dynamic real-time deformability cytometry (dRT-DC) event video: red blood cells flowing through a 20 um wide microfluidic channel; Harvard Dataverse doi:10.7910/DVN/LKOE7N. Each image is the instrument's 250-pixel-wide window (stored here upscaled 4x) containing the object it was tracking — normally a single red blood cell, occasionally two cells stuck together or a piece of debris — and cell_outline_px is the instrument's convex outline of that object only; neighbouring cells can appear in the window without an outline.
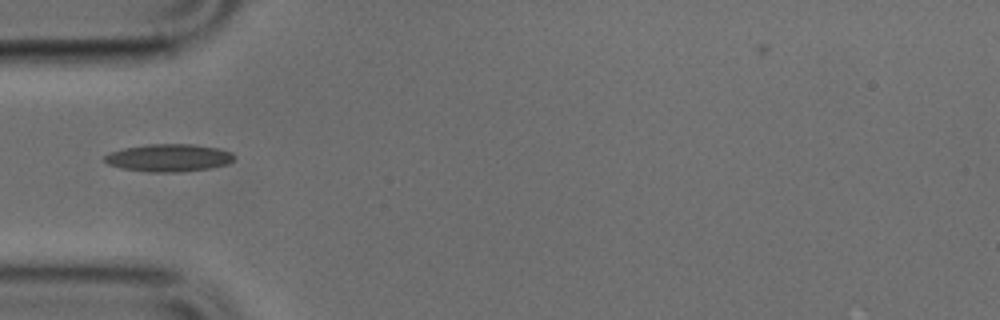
{"species": "common noctule bat (a hibernating species)", "species_latin": "Nyctalus noctula", "temperature_condition": "cold", "stored_images_in_passage": 35, "camera_frame_rate_fps": 3000, "um_per_image_px": 0.085, "animal": {"sex": "male", "body_mass_g": 17.9, "forearm_length_mm": 54.2}, "frame": {"image": 1, "passage_image": 1, "time_ms": 0.0, "image_size_px": [1000, 320], "cell_outline_px": [[236, 156], [228, 164], [208, 168], [176, 172], [148, 172], [120, 168], [108, 164], [104, 160], [104, 156], [108, 152], [124, 148], [148, 144], [192, 144], [216, 148], [232, 152]], "centroid_in_image_um": [14.31, 13.41], "position_along_channel_um": 70.7, "area_um2": 20.81}}
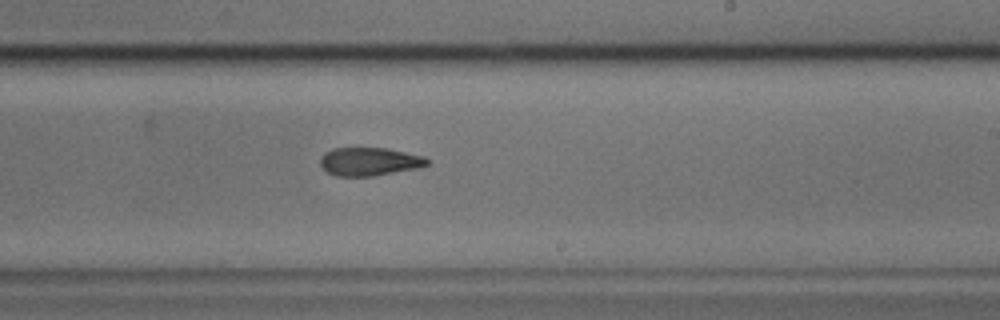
{"frame": {"image": 2, "passage_image": 15, "time_ms": 4.667, "image_size_px": [1000, 320], "cell_outline_px": [[428, 164], [420, 168], [372, 176], [336, 176], [328, 172], [320, 164], [320, 156], [324, 152], [332, 148], [388, 148], [424, 156], [428, 160]], "centroid_in_image_um": [31.39, 13.73], "position_along_channel_um": 257.6, "area_um2": 17.69}}
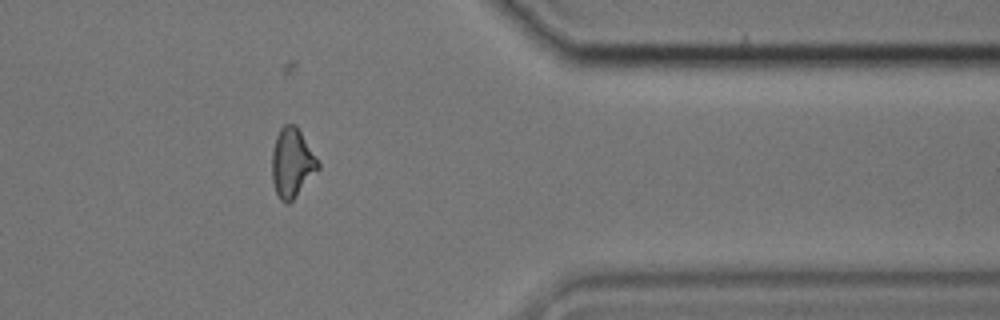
{"frame": {"image": 3, "passage_image": 26, "time_ms": 8.333, "image_size_px": [1000, 320], "cell_outline_px": [[320, 168], [292, 200], [288, 204], [280, 200], [276, 192], [272, 180], [272, 152], [276, 136], [280, 128], [284, 124], [296, 124], [320, 164]], "centroid_in_image_um": [24.81, 13.83], "position_along_channel_um": 386.6, "area_um2": 18.44}}